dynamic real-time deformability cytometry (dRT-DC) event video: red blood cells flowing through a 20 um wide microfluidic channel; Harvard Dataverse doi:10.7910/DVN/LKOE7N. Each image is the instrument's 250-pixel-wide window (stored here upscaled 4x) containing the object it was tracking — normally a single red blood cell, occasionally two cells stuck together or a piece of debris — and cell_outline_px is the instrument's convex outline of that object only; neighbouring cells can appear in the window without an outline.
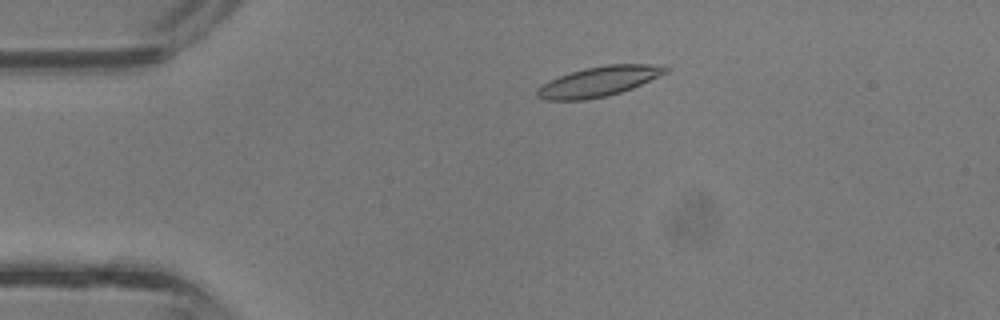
{"species": "common noctule bat (a hibernating species)", "species_latin": "Nyctalus noctula", "temperature_condition": "room temperature", "stored_images_in_passage": 31, "camera_frame_rate_fps": 3000, "um_per_image_px": 0.085, "animal": {"sex": "male", "body_mass_g": 13.3}, "frame": {"image": 1, "passage_image": 1, "time_ms": 0.0, "image_size_px": [1000, 320], "cell_outline_px": [[672, 68], [668, 72], [632, 88], [608, 96], [584, 100], [544, 100], [536, 96], [536, 88], [540, 84], [548, 80], [584, 68], [608, 64], [664, 64]], "centroid_in_image_um": [50.91, 6.92], "position_along_channel_um": 34.1, "area_um2": 22.72}}
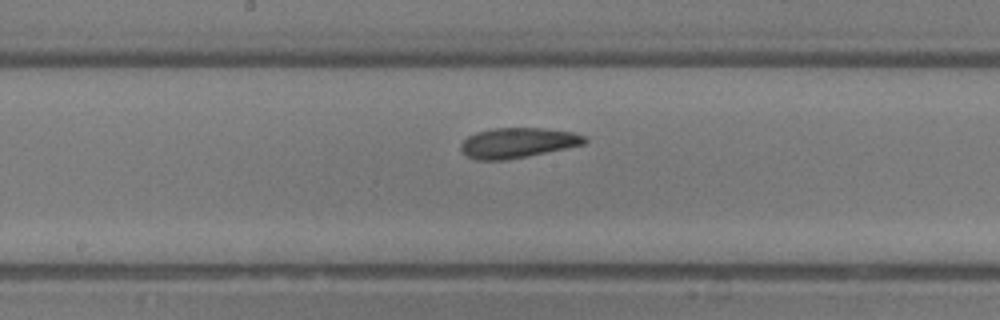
{"frame": {"image": 2, "passage_image": 13, "time_ms": 4.0, "image_size_px": [1000, 320], "cell_outline_px": [[588, 140], [584, 144], [528, 156], [508, 160], [476, 160], [468, 156], [460, 148], [460, 144], [468, 136], [476, 132], [492, 128], [544, 128], [572, 132], [588, 136]], "centroid_in_image_um": [44.02, 12.13], "position_along_channel_um": 204.2, "area_um2": 21.79}}
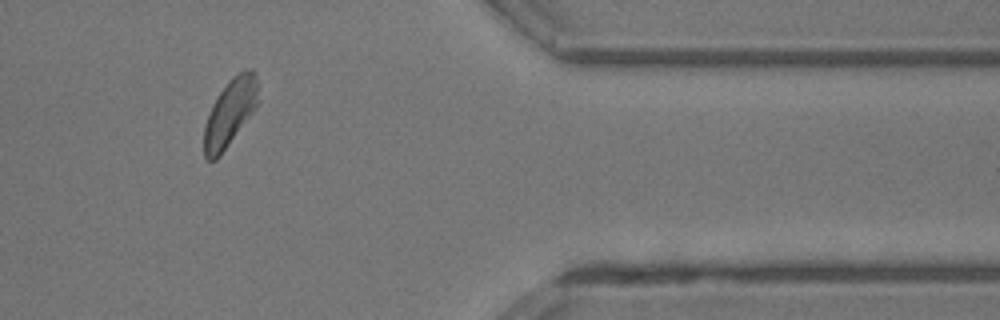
{"frame": {"image": 3, "passage_image": 25, "time_ms": 8.0, "image_size_px": [1000, 320], "cell_outline_px": [[260, 100], [256, 108], [220, 156], [216, 160], [208, 160], [204, 156], [204, 124], [212, 104], [228, 80], [232, 76], [240, 72], [252, 68], [256, 72]], "centroid_in_image_um": [19.57, 9.55], "position_along_channel_um": 391.8, "area_um2": 21.39}}